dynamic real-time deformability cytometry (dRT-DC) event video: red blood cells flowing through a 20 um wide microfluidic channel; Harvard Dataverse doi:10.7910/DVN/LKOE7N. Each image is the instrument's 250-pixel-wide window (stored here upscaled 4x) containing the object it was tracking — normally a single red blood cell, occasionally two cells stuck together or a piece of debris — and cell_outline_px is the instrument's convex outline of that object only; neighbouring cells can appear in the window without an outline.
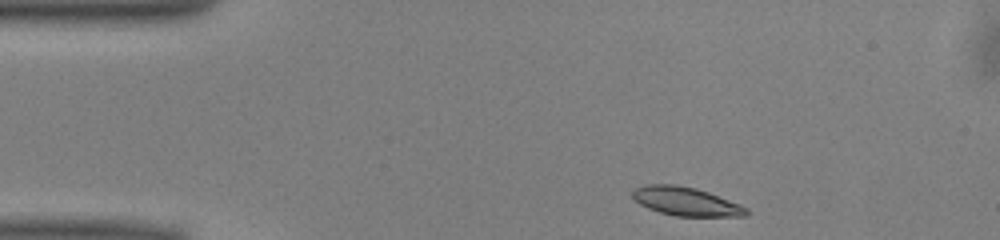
{"species": "common noctule bat (a hibernating species)", "species_latin": "Nyctalus noctula", "temperature_condition": "warm", "stored_images_in_passage": 43, "camera_frame_rate_fps": 3000, "um_per_image_px": 0.085, "animal": {"sex": "male", "body_mass_g": 13.0, "forearm_length_mm": 53.1}, "frame": {"image": 1, "passage_image": 1, "time_ms": 0.0, "image_size_px": [1000, 240], "cell_outline_px": [[748, 216], [676, 216], [660, 212], [648, 208], [632, 200], [632, 192], [636, 188], [644, 184], [676, 184], [696, 188], [708, 192], [740, 204], [748, 208]], "centroid_in_image_um": [58.29, 17.11], "position_along_channel_um": 26.7, "area_um2": 19.07}}
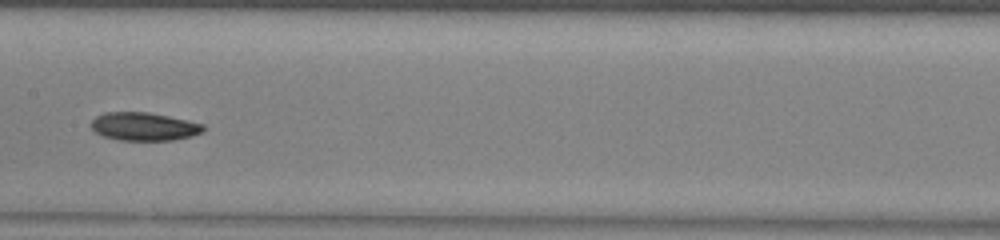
{"frame": {"image": 2, "passage_image": 18, "time_ms": 5.667, "image_size_px": [1000, 240], "cell_outline_px": [[204, 132], [192, 136], [172, 140], [120, 140], [104, 136], [96, 132], [88, 124], [96, 116], [104, 112], [148, 112], [188, 120], [204, 124]], "centroid_in_image_um": [12.24, 10.75], "position_along_channel_um": 195.2, "area_um2": 18.5}}
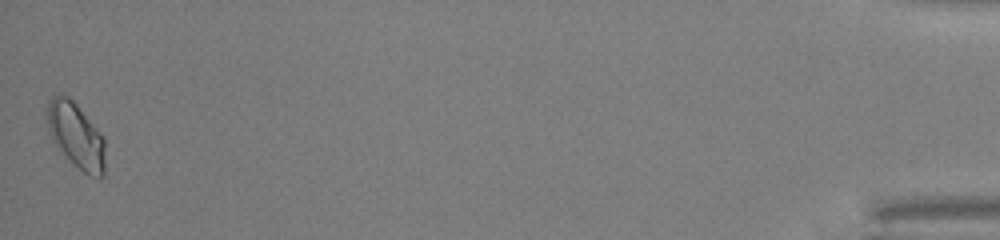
{"frame": {"image": 3, "passage_image": 43, "time_ms": 14.0, "image_size_px": [1000, 240], "cell_outline_px": [[104, 176], [100, 180], [84, 172], [52, 140], [48, 132], [48, 100], [56, 92], [68, 96], [76, 104], [104, 136]], "centroid_in_image_um": [6.48, 11.48], "position_along_channel_um": 428.7, "area_um2": 21.73}, "authors_computed_cell_mechanics": {"area_um2": 18.8428, "velocity_mm_per_s": 4.0224, "shape_relaxation_time_tau1_ms": 5.8264, "shape_relaxation_time_tau2_ms": null, "deformation_change_tau1": 0.1254, "deformation_change_tau2": null}}